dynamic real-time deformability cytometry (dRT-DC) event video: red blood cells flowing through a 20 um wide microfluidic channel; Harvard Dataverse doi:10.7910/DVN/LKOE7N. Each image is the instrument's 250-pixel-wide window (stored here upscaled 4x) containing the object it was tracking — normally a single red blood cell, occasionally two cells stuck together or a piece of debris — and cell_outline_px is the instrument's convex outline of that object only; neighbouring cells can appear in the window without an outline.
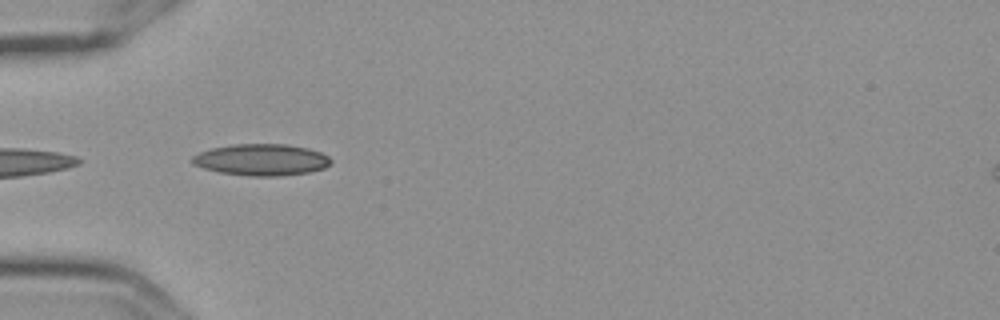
{"species": "Egyptian fruit bat (a non-hibernating species)", "species_latin": "Rousettus aegyptiacus", "temperature_condition": "cold", "stored_images_in_passage": 10, "camera_frame_rate_fps": 3000, "um_per_image_px": 0.085, "frame": {"image": 1, "passage_image": 4, "time_ms": 1.0, "image_size_px": [1000, 320], "cell_outline_px": [[332, 160], [324, 168], [308, 172], [276, 176], [248, 176], [216, 172], [192, 164], [192, 156], [200, 152], [212, 148], [232, 144], [288, 144], [308, 148], [320, 152], [328, 156]], "centroid_in_image_um": [22.19, 13.58], "position_along_channel_um": 62.8, "area_um2": 25.49}}
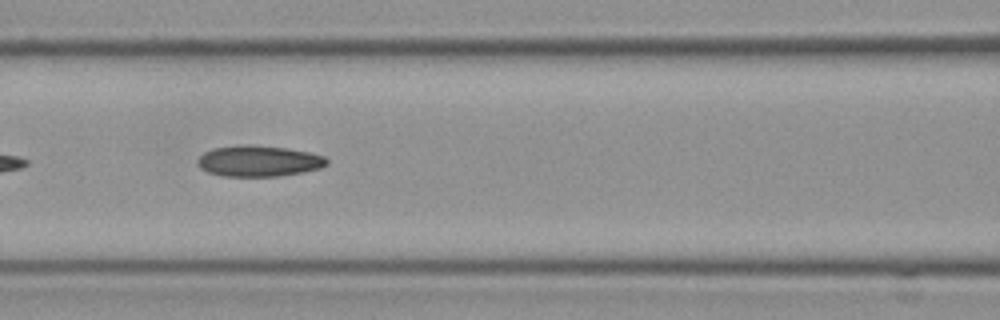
{"frame": {"image": 2, "passage_image": 6, "time_ms": 1.667, "image_size_px": [1000, 320], "cell_outline_px": [[328, 164], [320, 168], [280, 176], [224, 176], [208, 172], [200, 168], [196, 160], [204, 152], [216, 148], [240, 144], [252, 144], [288, 148], [308, 152], [324, 156], [328, 160]], "centroid_in_image_um": [21.98, 13.68], "position_along_channel_um": 144.6, "area_um2": 23.35}}
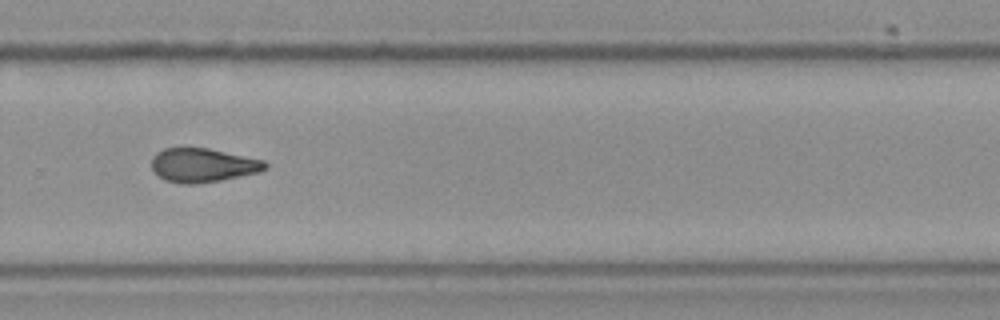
{"frame": {"image": 3, "passage_image": 10, "time_ms": 3.0, "image_size_px": [1000, 320], "cell_outline_px": [[268, 168], [260, 172], [220, 180], [196, 184], [184, 184], [164, 180], [152, 168], [152, 156], [156, 152], [164, 148], [208, 148], [264, 160], [268, 164]], "centroid_in_image_um": [17.26, 14.04], "position_along_channel_um": 312.5, "area_um2": 22.43}}